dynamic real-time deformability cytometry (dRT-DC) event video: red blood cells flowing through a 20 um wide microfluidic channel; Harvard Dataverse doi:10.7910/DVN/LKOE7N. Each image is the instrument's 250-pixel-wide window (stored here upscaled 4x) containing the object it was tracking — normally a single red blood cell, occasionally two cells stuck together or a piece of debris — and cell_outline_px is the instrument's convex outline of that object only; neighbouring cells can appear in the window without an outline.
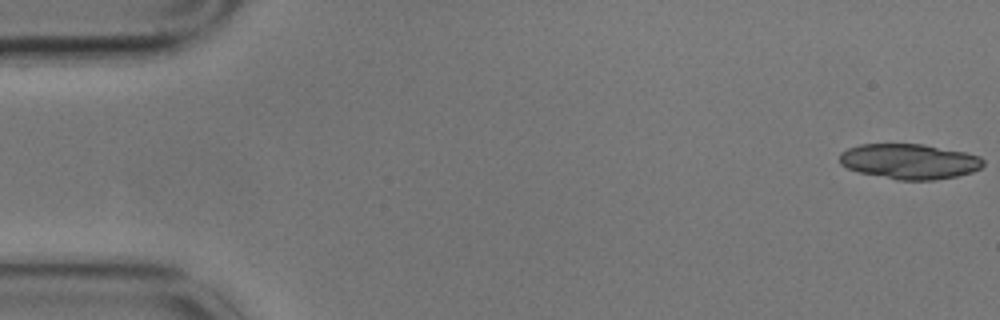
{"species": "common noctule bat (a hibernating species)", "species_latin": "Nyctalus noctula", "temperature_condition": "cold", "stored_images_in_passage": 58, "camera_frame_rate_fps": 3000, "um_per_image_px": 0.085, "animal": {"sex": "male", "body_mass_g": 17.9}, "frame": {"image": 1, "passage_image": 1, "time_ms": 0.0, "image_size_px": [1000, 320], "cell_outline_px": [[984, 164], [980, 168], [972, 172], [956, 176], [936, 180], [896, 180], [860, 172], [848, 168], [840, 164], [840, 152], [848, 148], [860, 144], [920, 144], [964, 152], [980, 156], [984, 160]], "centroid_in_image_um": [77.3, 13.72], "position_along_channel_um": 7.7, "area_um2": 29.42}, "authors_computed_cell_mechanics": {"area_um2": 16.1551, "velocity_mm_per_s": 3.3968, "shape_relaxation_time_tau1_ms": null, "shape_relaxation_time_tau2_ms": 3.9509, "deformation_change_tau1": null, "deformation_change_tau2": 0.1058}}